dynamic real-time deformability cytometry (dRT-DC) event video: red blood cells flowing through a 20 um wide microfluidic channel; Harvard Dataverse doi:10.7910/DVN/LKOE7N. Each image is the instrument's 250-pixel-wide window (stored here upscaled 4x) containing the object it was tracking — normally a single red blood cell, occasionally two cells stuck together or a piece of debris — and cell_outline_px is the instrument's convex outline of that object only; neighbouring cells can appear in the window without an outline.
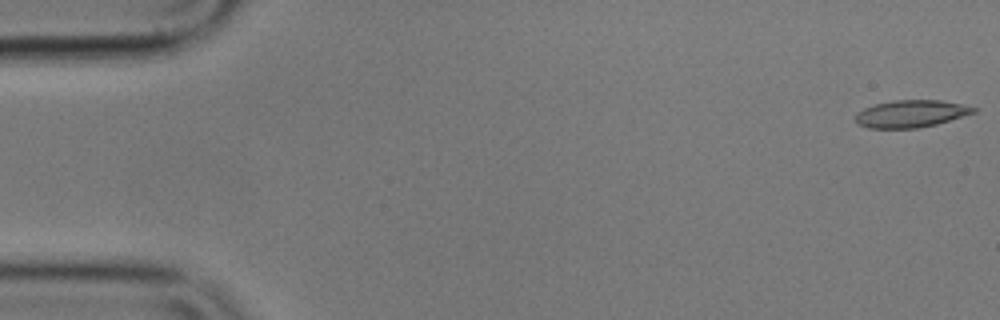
{"species": "common noctule bat (a hibernating species)", "species_latin": "Nyctalus noctula", "temperature_condition": "cold", "stored_images_in_passage": 55, "camera_frame_rate_fps": 3000, "um_per_image_px": 0.085, "animal": {"sex": "male", "body_mass_g": 17.9}, "frame": {"image": 1, "passage_image": 1, "time_ms": 0.0, "image_size_px": [1000, 320], "cell_outline_px": [[976, 112], [936, 124], [916, 128], [868, 128], [856, 124], [856, 112], [864, 108], [876, 104], [892, 100], [940, 100], [960, 104], [976, 108]], "centroid_in_image_um": [77.39, 9.67], "position_along_channel_um": 7.6, "area_um2": 18.61}}
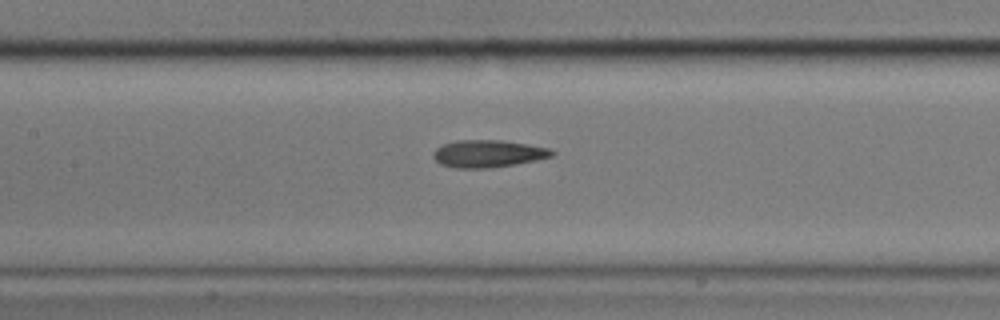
{"frame": {"image": 2, "passage_image": 25, "time_ms": 8.0, "image_size_px": [1000, 320], "cell_outline_px": [[556, 152], [552, 156], [536, 160], [516, 164], [488, 168], [456, 168], [440, 164], [432, 156], [432, 152], [436, 148], [444, 144], [456, 140], [504, 140], [548, 148]], "centroid_in_image_um": [41.46, 13.06], "position_along_channel_um": 165.9, "area_um2": 18.9}}
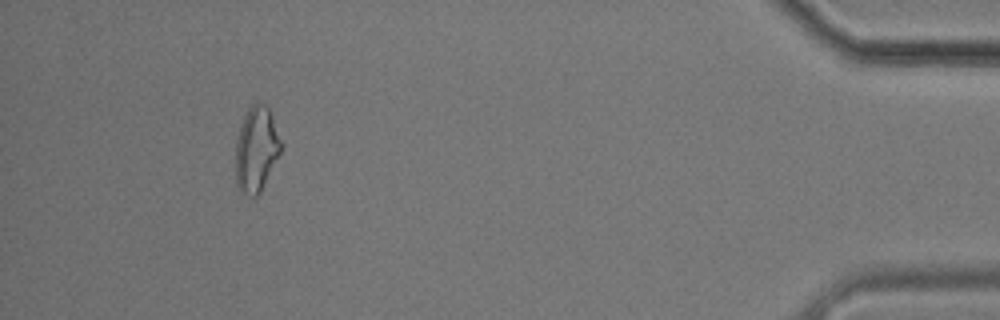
{"frame": {"image": 3, "passage_image": 51, "time_ms": 16.667, "image_size_px": [1000, 320], "cell_outline_px": [[284, 144], [260, 192], [256, 196], [248, 196], [240, 192], [236, 184], [236, 140], [240, 124], [248, 108], [256, 100], [264, 104], [272, 112]], "centroid_in_image_um": [21.8, 12.63], "position_along_channel_um": 413.4, "area_um2": 22.95}, "authors_computed_cell_mechanics": {"area_um2": 18.9006, "velocity_mm_per_s": 3.5915, "shape_relaxation_time_tau1_ms": 4.7742, "shape_relaxation_time_tau2_ms": 4.1911, "deformation_change_tau1": 0.1381, "deformation_change_tau2": 0.1416}}